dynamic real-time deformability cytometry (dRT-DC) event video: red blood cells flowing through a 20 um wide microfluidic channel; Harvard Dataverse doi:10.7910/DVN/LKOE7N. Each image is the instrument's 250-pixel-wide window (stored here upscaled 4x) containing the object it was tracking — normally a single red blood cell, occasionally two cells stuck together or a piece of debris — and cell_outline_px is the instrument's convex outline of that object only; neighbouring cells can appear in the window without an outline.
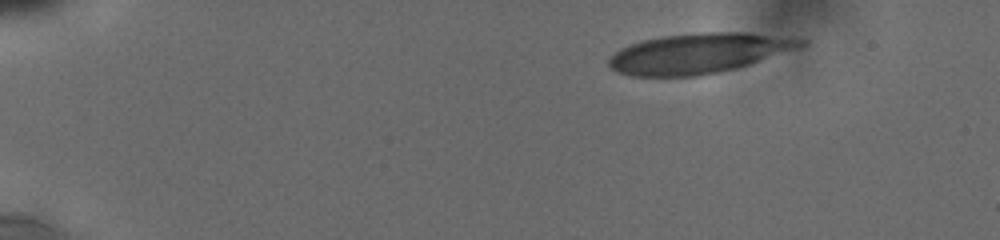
{"species": "human", "species_latin": "Homo sapiens", "temperature_condition": "cold", "stored_images_in_passage": 4, "camera_frame_rate_fps": 3000, "um_per_image_px": 0.085, "donor": {"sex": "male"}, "frame": {"image": 1, "passage_image": 1, "time_ms": 0.0, "image_size_px": [1000, 240], "cell_outline_px": [[808, 40], [804, 44], [748, 64], [716, 72], [696, 76], [632, 76], [616, 72], [608, 64], [608, 60], [620, 48], [644, 40], [660, 36], [696, 32], [748, 32]], "centroid_in_image_um": [59.28, 4.52], "position_along_channel_um": 25.7, "area_um2": 43.93}}